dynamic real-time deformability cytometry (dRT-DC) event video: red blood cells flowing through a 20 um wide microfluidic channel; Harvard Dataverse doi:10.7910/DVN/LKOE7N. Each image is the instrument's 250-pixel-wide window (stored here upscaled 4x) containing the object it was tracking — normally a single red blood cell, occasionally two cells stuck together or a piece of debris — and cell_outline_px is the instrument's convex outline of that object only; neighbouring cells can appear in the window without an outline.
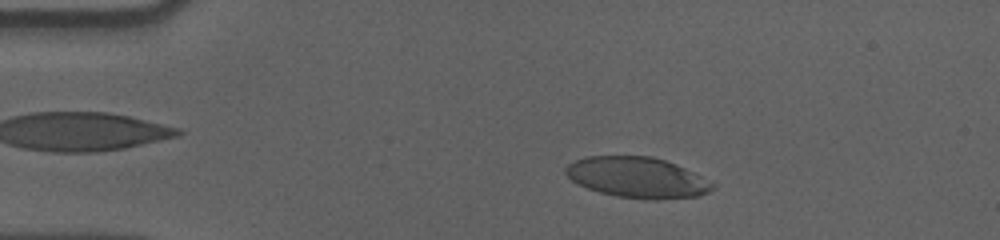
{"species": "human", "species_latin": "Homo sapiens", "temperature_condition": "cold", "stored_images_in_passage": 45, "camera_frame_rate_fps": 3000, "um_per_image_px": 0.085, "donor": {"sex": "male"}, "frame": {"image": 1, "passage_image": 5, "time_ms": 1.333, "image_size_px": [1000, 240], "cell_outline_px": [[716, 188], [708, 192], [696, 196], [656, 200], [648, 200], [616, 196], [600, 192], [576, 184], [564, 172], [564, 168], [568, 164], [584, 156], [652, 156], [676, 164], [716, 184]], "centroid_in_image_um": [54.15, 15.09], "position_along_channel_um": 30.8, "area_um2": 34.85}}
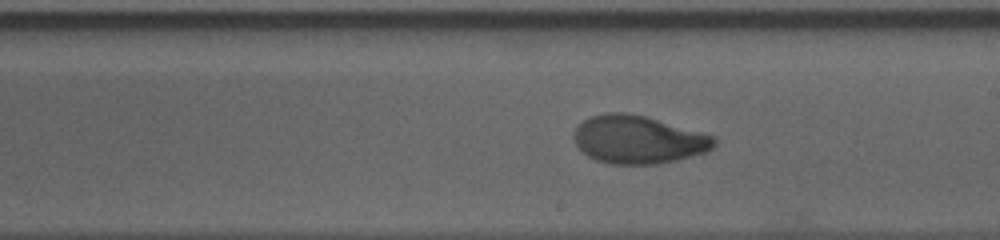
{"frame": {"image": 2, "passage_image": 27, "time_ms": 8.667, "image_size_px": [1000, 240], "cell_outline_px": [[720, 140], [708, 152], [676, 160], [656, 164], [612, 164], [596, 160], [588, 156], [576, 144], [572, 136], [576, 128], [584, 120], [592, 116], [604, 112], [624, 112], [644, 116], [704, 132]], "centroid_in_image_um": [54.28, 11.86], "position_along_channel_um": 234.7, "area_um2": 39.36}}
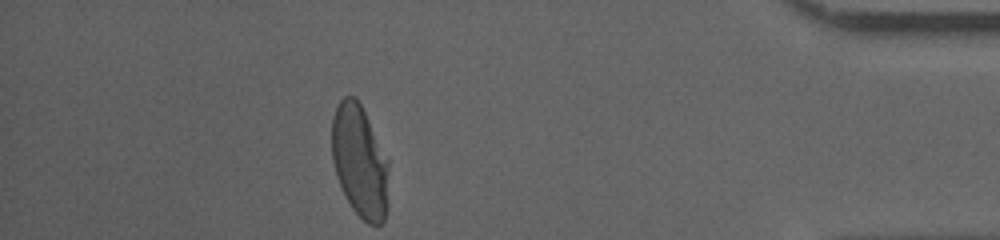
{"frame": {"image": 3, "passage_image": 45, "time_ms": 14.667, "image_size_px": [1000, 240], "cell_outline_px": [[388, 204], [384, 220], [380, 224], [368, 224], [352, 208], [336, 176], [332, 160], [332, 116], [340, 100], [344, 96], [356, 96], [388, 160]], "centroid_in_image_um": [30.57, 13.72], "position_along_channel_um": 404.6, "area_um2": 36.99}, "authors_computed_cell_mechanics": {"area_um2": 38.3214, "velocity_mm_per_s": 3.5729, "shape_relaxation_time_tau1_ms": 5.4971, "shape_relaxation_time_tau2_ms": 1.2322, "deformation_change_tau1": 0.2058, "deformation_change_tau2": 0.0548}}